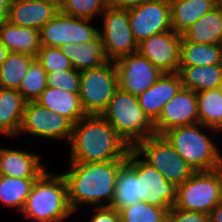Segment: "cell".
Masks as SVG:
<instances>
[{"mask_svg":"<svg viewBox=\"0 0 222 222\" xmlns=\"http://www.w3.org/2000/svg\"><path fill=\"white\" fill-rule=\"evenodd\" d=\"M20 213L37 222H63L72 215L64 176L45 170L33 184Z\"/></svg>","mask_w":222,"mask_h":222,"instance_id":"obj_3","label":"cell"},{"mask_svg":"<svg viewBox=\"0 0 222 222\" xmlns=\"http://www.w3.org/2000/svg\"><path fill=\"white\" fill-rule=\"evenodd\" d=\"M36 58L19 52H10L0 65V87L18 90L31 63Z\"/></svg>","mask_w":222,"mask_h":222,"instance_id":"obj_28","label":"cell"},{"mask_svg":"<svg viewBox=\"0 0 222 222\" xmlns=\"http://www.w3.org/2000/svg\"><path fill=\"white\" fill-rule=\"evenodd\" d=\"M45 171L38 154L0 147V175L38 178Z\"/></svg>","mask_w":222,"mask_h":222,"instance_id":"obj_19","label":"cell"},{"mask_svg":"<svg viewBox=\"0 0 222 222\" xmlns=\"http://www.w3.org/2000/svg\"><path fill=\"white\" fill-rule=\"evenodd\" d=\"M117 89L118 78L113 61L80 72L79 97L86 115H101Z\"/></svg>","mask_w":222,"mask_h":222,"instance_id":"obj_8","label":"cell"},{"mask_svg":"<svg viewBox=\"0 0 222 222\" xmlns=\"http://www.w3.org/2000/svg\"><path fill=\"white\" fill-rule=\"evenodd\" d=\"M95 214L90 222H121L117 209L110 206H100L95 208Z\"/></svg>","mask_w":222,"mask_h":222,"instance_id":"obj_38","label":"cell"},{"mask_svg":"<svg viewBox=\"0 0 222 222\" xmlns=\"http://www.w3.org/2000/svg\"><path fill=\"white\" fill-rule=\"evenodd\" d=\"M102 16L103 30L99 31V34L106 58L114 61L137 52L138 43L131 31L128 9L116 8L109 4Z\"/></svg>","mask_w":222,"mask_h":222,"instance_id":"obj_10","label":"cell"},{"mask_svg":"<svg viewBox=\"0 0 222 222\" xmlns=\"http://www.w3.org/2000/svg\"><path fill=\"white\" fill-rule=\"evenodd\" d=\"M73 124L60 114L49 111L36 101L26 102L19 134L70 141Z\"/></svg>","mask_w":222,"mask_h":222,"instance_id":"obj_12","label":"cell"},{"mask_svg":"<svg viewBox=\"0 0 222 222\" xmlns=\"http://www.w3.org/2000/svg\"><path fill=\"white\" fill-rule=\"evenodd\" d=\"M199 123L197 93L182 87L163 107L154 121L156 134L163 135L169 129Z\"/></svg>","mask_w":222,"mask_h":222,"instance_id":"obj_16","label":"cell"},{"mask_svg":"<svg viewBox=\"0 0 222 222\" xmlns=\"http://www.w3.org/2000/svg\"><path fill=\"white\" fill-rule=\"evenodd\" d=\"M76 71L94 69L107 63L100 34L87 43H66L60 47Z\"/></svg>","mask_w":222,"mask_h":222,"instance_id":"obj_21","label":"cell"},{"mask_svg":"<svg viewBox=\"0 0 222 222\" xmlns=\"http://www.w3.org/2000/svg\"><path fill=\"white\" fill-rule=\"evenodd\" d=\"M109 5V0H65L61 5L62 13L83 19H90L102 15Z\"/></svg>","mask_w":222,"mask_h":222,"instance_id":"obj_34","label":"cell"},{"mask_svg":"<svg viewBox=\"0 0 222 222\" xmlns=\"http://www.w3.org/2000/svg\"><path fill=\"white\" fill-rule=\"evenodd\" d=\"M25 104L18 90L0 87V134L19 135Z\"/></svg>","mask_w":222,"mask_h":222,"instance_id":"obj_24","label":"cell"},{"mask_svg":"<svg viewBox=\"0 0 222 222\" xmlns=\"http://www.w3.org/2000/svg\"><path fill=\"white\" fill-rule=\"evenodd\" d=\"M182 35L173 30L152 35L138 43V52L163 73H178Z\"/></svg>","mask_w":222,"mask_h":222,"instance_id":"obj_15","label":"cell"},{"mask_svg":"<svg viewBox=\"0 0 222 222\" xmlns=\"http://www.w3.org/2000/svg\"><path fill=\"white\" fill-rule=\"evenodd\" d=\"M36 59L47 73L74 69L60 47L40 46Z\"/></svg>","mask_w":222,"mask_h":222,"instance_id":"obj_35","label":"cell"},{"mask_svg":"<svg viewBox=\"0 0 222 222\" xmlns=\"http://www.w3.org/2000/svg\"><path fill=\"white\" fill-rule=\"evenodd\" d=\"M210 222H222V201L211 211Z\"/></svg>","mask_w":222,"mask_h":222,"instance_id":"obj_41","label":"cell"},{"mask_svg":"<svg viewBox=\"0 0 222 222\" xmlns=\"http://www.w3.org/2000/svg\"><path fill=\"white\" fill-rule=\"evenodd\" d=\"M171 6V27L182 35L199 18L218 5V0H169Z\"/></svg>","mask_w":222,"mask_h":222,"instance_id":"obj_22","label":"cell"},{"mask_svg":"<svg viewBox=\"0 0 222 222\" xmlns=\"http://www.w3.org/2000/svg\"><path fill=\"white\" fill-rule=\"evenodd\" d=\"M113 62L117 71L118 88L135 96L145 92L163 74L138 51Z\"/></svg>","mask_w":222,"mask_h":222,"instance_id":"obj_13","label":"cell"},{"mask_svg":"<svg viewBox=\"0 0 222 222\" xmlns=\"http://www.w3.org/2000/svg\"><path fill=\"white\" fill-rule=\"evenodd\" d=\"M10 51L5 47V45L0 40V65L7 59Z\"/></svg>","mask_w":222,"mask_h":222,"instance_id":"obj_42","label":"cell"},{"mask_svg":"<svg viewBox=\"0 0 222 222\" xmlns=\"http://www.w3.org/2000/svg\"><path fill=\"white\" fill-rule=\"evenodd\" d=\"M191 42L202 44H222V9L219 5L199 18L182 34Z\"/></svg>","mask_w":222,"mask_h":222,"instance_id":"obj_25","label":"cell"},{"mask_svg":"<svg viewBox=\"0 0 222 222\" xmlns=\"http://www.w3.org/2000/svg\"><path fill=\"white\" fill-rule=\"evenodd\" d=\"M165 222H210V215L173 206L168 210Z\"/></svg>","mask_w":222,"mask_h":222,"instance_id":"obj_37","label":"cell"},{"mask_svg":"<svg viewBox=\"0 0 222 222\" xmlns=\"http://www.w3.org/2000/svg\"><path fill=\"white\" fill-rule=\"evenodd\" d=\"M47 86L72 93L80 92V72L75 69L47 73Z\"/></svg>","mask_w":222,"mask_h":222,"instance_id":"obj_36","label":"cell"},{"mask_svg":"<svg viewBox=\"0 0 222 222\" xmlns=\"http://www.w3.org/2000/svg\"><path fill=\"white\" fill-rule=\"evenodd\" d=\"M0 40L10 52L37 57L40 49L39 30L5 21L0 25Z\"/></svg>","mask_w":222,"mask_h":222,"instance_id":"obj_23","label":"cell"},{"mask_svg":"<svg viewBox=\"0 0 222 222\" xmlns=\"http://www.w3.org/2000/svg\"><path fill=\"white\" fill-rule=\"evenodd\" d=\"M178 74L184 88L196 93L219 88L222 64L209 66H179Z\"/></svg>","mask_w":222,"mask_h":222,"instance_id":"obj_26","label":"cell"},{"mask_svg":"<svg viewBox=\"0 0 222 222\" xmlns=\"http://www.w3.org/2000/svg\"><path fill=\"white\" fill-rule=\"evenodd\" d=\"M130 26L137 43L172 30L169 0H149L140 6L128 9Z\"/></svg>","mask_w":222,"mask_h":222,"instance_id":"obj_14","label":"cell"},{"mask_svg":"<svg viewBox=\"0 0 222 222\" xmlns=\"http://www.w3.org/2000/svg\"><path fill=\"white\" fill-rule=\"evenodd\" d=\"M132 149L176 187L195 172L164 135L149 136L137 142Z\"/></svg>","mask_w":222,"mask_h":222,"instance_id":"obj_7","label":"cell"},{"mask_svg":"<svg viewBox=\"0 0 222 222\" xmlns=\"http://www.w3.org/2000/svg\"><path fill=\"white\" fill-rule=\"evenodd\" d=\"M92 20L77 18L59 11L40 30V46L61 47L66 43H87L98 35V28L91 26Z\"/></svg>","mask_w":222,"mask_h":222,"instance_id":"obj_11","label":"cell"},{"mask_svg":"<svg viewBox=\"0 0 222 222\" xmlns=\"http://www.w3.org/2000/svg\"><path fill=\"white\" fill-rule=\"evenodd\" d=\"M222 201V167L210 171H195L177 187L174 207L210 215Z\"/></svg>","mask_w":222,"mask_h":222,"instance_id":"obj_6","label":"cell"},{"mask_svg":"<svg viewBox=\"0 0 222 222\" xmlns=\"http://www.w3.org/2000/svg\"><path fill=\"white\" fill-rule=\"evenodd\" d=\"M138 178L136 174L124 164L117 176L115 196L110 207L120 210L123 207L138 203Z\"/></svg>","mask_w":222,"mask_h":222,"instance_id":"obj_31","label":"cell"},{"mask_svg":"<svg viewBox=\"0 0 222 222\" xmlns=\"http://www.w3.org/2000/svg\"><path fill=\"white\" fill-rule=\"evenodd\" d=\"M101 115L131 148L156 134L154 122L140 107L137 96L119 88Z\"/></svg>","mask_w":222,"mask_h":222,"instance_id":"obj_5","label":"cell"},{"mask_svg":"<svg viewBox=\"0 0 222 222\" xmlns=\"http://www.w3.org/2000/svg\"><path fill=\"white\" fill-rule=\"evenodd\" d=\"M47 72L35 59L21 81L18 89L26 102L36 101L42 91L47 87Z\"/></svg>","mask_w":222,"mask_h":222,"instance_id":"obj_33","label":"cell"},{"mask_svg":"<svg viewBox=\"0 0 222 222\" xmlns=\"http://www.w3.org/2000/svg\"><path fill=\"white\" fill-rule=\"evenodd\" d=\"M131 148L127 154L126 165L138 178L140 201L159 208H171L176 202L177 187L169 183L153 166L146 163Z\"/></svg>","mask_w":222,"mask_h":222,"instance_id":"obj_9","label":"cell"},{"mask_svg":"<svg viewBox=\"0 0 222 222\" xmlns=\"http://www.w3.org/2000/svg\"><path fill=\"white\" fill-rule=\"evenodd\" d=\"M36 102L46 107L49 111L66 117L73 125L86 116L81 105L79 93L47 86Z\"/></svg>","mask_w":222,"mask_h":222,"instance_id":"obj_20","label":"cell"},{"mask_svg":"<svg viewBox=\"0 0 222 222\" xmlns=\"http://www.w3.org/2000/svg\"><path fill=\"white\" fill-rule=\"evenodd\" d=\"M126 160L70 163L62 173L67 184L68 203L75 213L82 204L110 206L115 196L118 173Z\"/></svg>","mask_w":222,"mask_h":222,"instance_id":"obj_2","label":"cell"},{"mask_svg":"<svg viewBox=\"0 0 222 222\" xmlns=\"http://www.w3.org/2000/svg\"><path fill=\"white\" fill-rule=\"evenodd\" d=\"M200 127L219 132L197 123L169 129L163 135L194 171L218 169L222 167V154L210 139L211 137L207 136Z\"/></svg>","mask_w":222,"mask_h":222,"instance_id":"obj_4","label":"cell"},{"mask_svg":"<svg viewBox=\"0 0 222 222\" xmlns=\"http://www.w3.org/2000/svg\"><path fill=\"white\" fill-rule=\"evenodd\" d=\"M222 64V44H202L182 37L179 66H209Z\"/></svg>","mask_w":222,"mask_h":222,"instance_id":"obj_27","label":"cell"},{"mask_svg":"<svg viewBox=\"0 0 222 222\" xmlns=\"http://www.w3.org/2000/svg\"><path fill=\"white\" fill-rule=\"evenodd\" d=\"M218 5L221 7L222 9V0H218Z\"/></svg>","mask_w":222,"mask_h":222,"instance_id":"obj_44","label":"cell"},{"mask_svg":"<svg viewBox=\"0 0 222 222\" xmlns=\"http://www.w3.org/2000/svg\"><path fill=\"white\" fill-rule=\"evenodd\" d=\"M54 4H56L59 8L61 7V5L65 2V0H48Z\"/></svg>","mask_w":222,"mask_h":222,"instance_id":"obj_43","label":"cell"},{"mask_svg":"<svg viewBox=\"0 0 222 222\" xmlns=\"http://www.w3.org/2000/svg\"><path fill=\"white\" fill-rule=\"evenodd\" d=\"M170 208H159L139 201L118 210L121 222H165Z\"/></svg>","mask_w":222,"mask_h":222,"instance_id":"obj_32","label":"cell"},{"mask_svg":"<svg viewBox=\"0 0 222 222\" xmlns=\"http://www.w3.org/2000/svg\"><path fill=\"white\" fill-rule=\"evenodd\" d=\"M183 87L178 73H163L145 92L137 96L142 110L154 122L165 104Z\"/></svg>","mask_w":222,"mask_h":222,"instance_id":"obj_18","label":"cell"},{"mask_svg":"<svg viewBox=\"0 0 222 222\" xmlns=\"http://www.w3.org/2000/svg\"><path fill=\"white\" fill-rule=\"evenodd\" d=\"M59 11L60 8L48 0H11L7 21L40 30Z\"/></svg>","mask_w":222,"mask_h":222,"instance_id":"obj_17","label":"cell"},{"mask_svg":"<svg viewBox=\"0 0 222 222\" xmlns=\"http://www.w3.org/2000/svg\"><path fill=\"white\" fill-rule=\"evenodd\" d=\"M199 123L222 131V92L219 88L197 93Z\"/></svg>","mask_w":222,"mask_h":222,"instance_id":"obj_30","label":"cell"},{"mask_svg":"<svg viewBox=\"0 0 222 222\" xmlns=\"http://www.w3.org/2000/svg\"><path fill=\"white\" fill-rule=\"evenodd\" d=\"M70 163L126 160L131 147L102 115H86L73 125Z\"/></svg>","mask_w":222,"mask_h":222,"instance_id":"obj_1","label":"cell"},{"mask_svg":"<svg viewBox=\"0 0 222 222\" xmlns=\"http://www.w3.org/2000/svg\"><path fill=\"white\" fill-rule=\"evenodd\" d=\"M36 179L0 175V203L21 212Z\"/></svg>","mask_w":222,"mask_h":222,"instance_id":"obj_29","label":"cell"},{"mask_svg":"<svg viewBox=\"0 0 222 222\" xmlns=\"http://www.w3.org/2000/svg\"><path fill=\"white\" fill-rule=\"evenodd\" d=\"M219 89H220V91L222 92V79H221V81H220Z\"/></svg>","mask_w":222,"mask_h":222,"instance_id":"obj_45","label":"cell"},{"mask_svg":"<svg viewBox=\"0 0 222 222\" xmlns=\"http://www.w3.org/2000/svg\"><path fill=\"white\" fill-rule=\"evenodd\" d=\"M149 0H109V4L120 9H131Z\"/></svg>","mask_w":222,"mask_h":222,"instance_id":"obj_39","label":"cell"},{"mask_svg":"<svg viewBox=\"0 0 222 222\" xmlns=\"http://www.w3.org/2000/svg\"><path fill=\"white\" fill-rule=\"evenodd\" d=\"M11 0H0V25L7 21Z\"/></svg>","mask_w":222,"mask_h":222,"instance_id":"obj_40","label":"cell"}]
</instances>
